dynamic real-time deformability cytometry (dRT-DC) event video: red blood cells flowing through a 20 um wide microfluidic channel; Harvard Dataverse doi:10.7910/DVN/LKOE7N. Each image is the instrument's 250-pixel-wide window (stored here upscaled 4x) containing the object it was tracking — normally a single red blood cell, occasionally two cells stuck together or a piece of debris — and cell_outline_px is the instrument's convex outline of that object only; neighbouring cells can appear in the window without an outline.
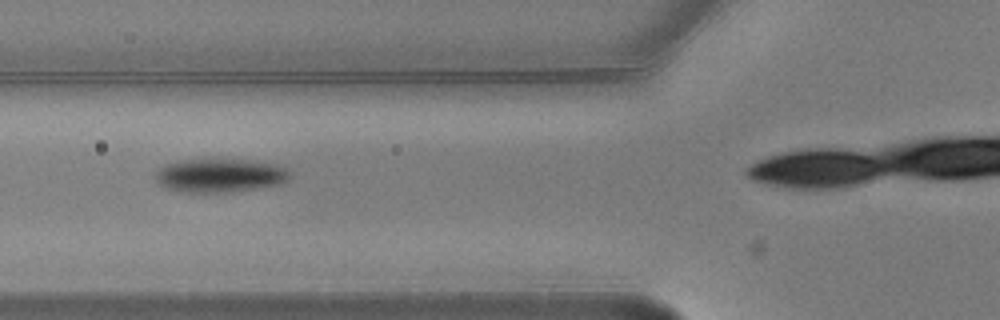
{"species": "common noctule bat (a hibernating species)", "species_latin": "Nyctalus noctula", "temperature_condition": "warm", "stored_images_in_passage": 4, "camera_frame_rate_fps": 3000, "um_per_image_px": 0.085, "animal": {"sex": "male", "body_mass_g": 20.5, "forearm_length_mm": 52.5}, "frame": {"image": 1, "passage_image": 3, "time_ms": 0.667, "image_size_px": [1000, 320], "cell_outline_px": [[292, 176], [288, 180], [280, 184], [256, 188], [228, 192], [188, 192], [164, 188], [156, 180], [156, 172], [164, 164], [180, 160], [256, 160], [288, 168]], "centroid_in_image_um": [18.72, 14.91], "position_along_channel_um": 107.1, "area_um2": 26.24}}